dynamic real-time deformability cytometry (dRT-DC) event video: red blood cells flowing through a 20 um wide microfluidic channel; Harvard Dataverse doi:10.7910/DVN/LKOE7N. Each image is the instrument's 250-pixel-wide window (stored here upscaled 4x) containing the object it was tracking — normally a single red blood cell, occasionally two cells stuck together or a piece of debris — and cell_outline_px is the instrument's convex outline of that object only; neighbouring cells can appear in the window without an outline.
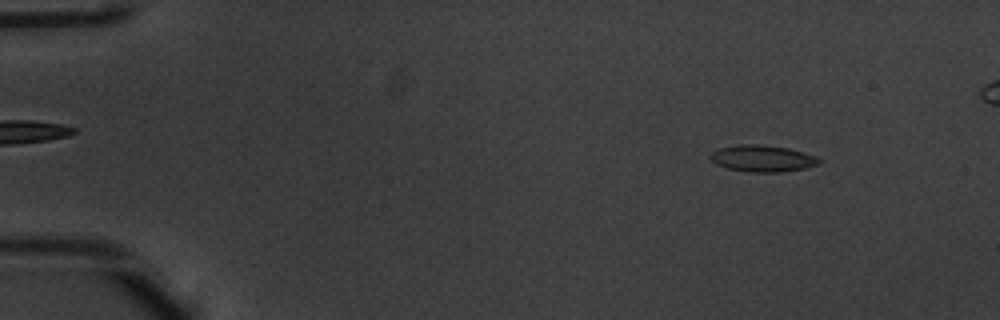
{"species": "common noctule bat (a hibernating species)", "species_latin": "Nyctalus noctula", "temperature_condition": "warm", "stored_images_in_passage": 51, "camera_frame_rate_fps": 3000, "um_per_image_px": 0.085, "animal": {"sex": "male", "body_mass_g": 20.1, "forearm_length_mm": 53.5}, "frame": {"image": 1, "passage_image": 6, "time_ms": 1.667, "image_size_px": [1000, 320], "cell_outline_px": [[820, 164], [804, 168], [784, 172], [748, 172], [728, 168], [716, 164], [708, 156], [712, 152], [720, 148], [740, 144], [760, 144], [788, 148], [804, 152], [816, 156], [820, 160]], "centroid_in_image_um": [64.82, 13.47], "position_along_channel_um": 20.2, "area_um2": 16.88}}
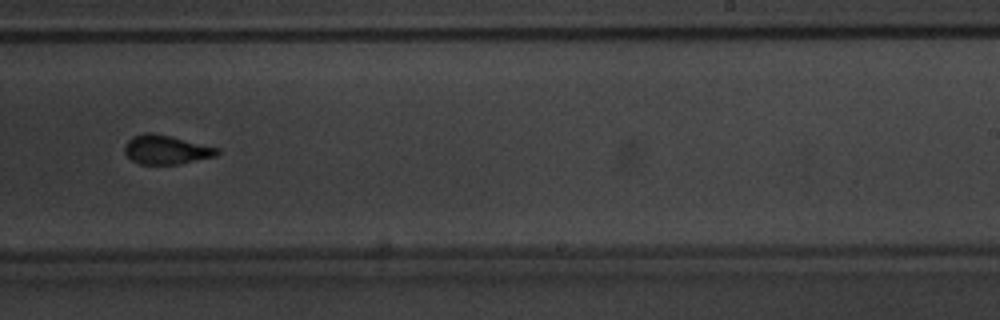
{"frame": {"image": 2, "passage_image": 33, "time_ms": 10.667, "image_size_px": [1000, 320], "cell_outline_px": [[220, 152], [216, 156], [180, 164], [140, 164], [132, 160], [124, 152], [124, 144], [132, 136], [144, 132], [156, 132], [220, 148]], "centroid_in_image_um": [14.12, 12.7], "position_along_channel_um": 274.9, "area_um2": 15.95}}
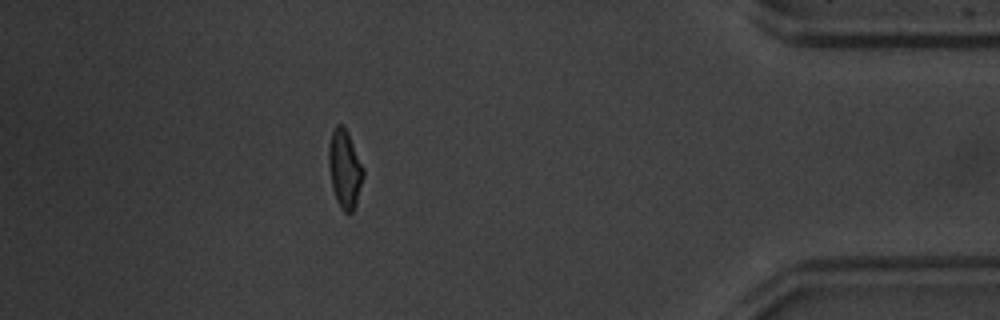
{"frame": {"image": 3, "passage_image": 46, "time_ms": 15.0, "image_size_px": [1000, 320], "cell_outline_px": [[364, 176], [356, 204], [352, 212], [344, 212], [340, 208], [336, 200], [332, 188], [328, 164], [328, 148], [332, 132], [336, 124], [344, 124], [348, 132], [364, 168]], "centroid_in_image_um": [29.3, 14.34], "position_along_channel_um": 405.9, "area_um2": 15.95}}